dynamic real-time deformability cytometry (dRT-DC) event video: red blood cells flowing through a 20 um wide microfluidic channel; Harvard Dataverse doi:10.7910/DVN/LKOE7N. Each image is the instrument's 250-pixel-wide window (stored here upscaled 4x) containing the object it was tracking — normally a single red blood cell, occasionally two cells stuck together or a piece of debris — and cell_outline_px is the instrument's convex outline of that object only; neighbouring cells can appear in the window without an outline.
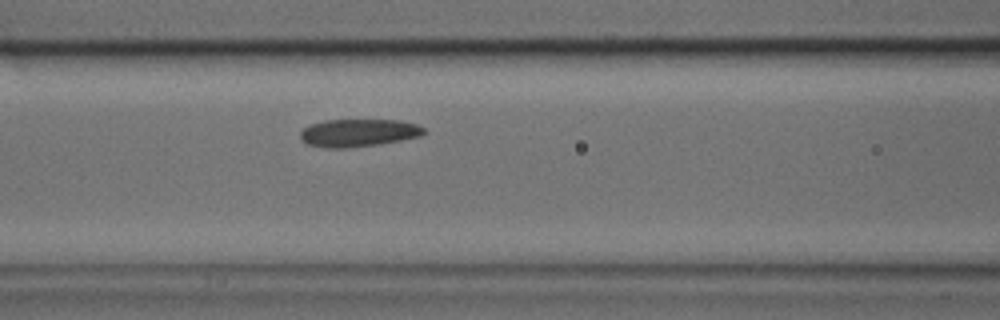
{"species": "common noctule bat (a hibernating species)", "species_latin": "Nyctalus noctula", "temperature_condition": "cold", "stored_images_in_passage": 4, "camera_frame_rate_fps": 3000, "um_per_image_px": 0.085, "animal": {"sex": "male", "body_mass_g": 17.9, "forearm_length_mm": 54.2}, "frame": {"image": 1, "passage_image": 4, "time_ms": 1.0, "image_size_px": [1000, 320], "cell_outline_px": [[428, 132], [420, 136], [380, 144], [348, 148], [328, 148], [308, 144], [300, 136], [300, 132], [304, 128], [312, 124], [324, 120], [400, 120], [416, 124], [424, 128]], "centroid_in_image_um": [30.5, 11.29], "position_along_channel_um": 136.1, "area_um2": 19.88}}